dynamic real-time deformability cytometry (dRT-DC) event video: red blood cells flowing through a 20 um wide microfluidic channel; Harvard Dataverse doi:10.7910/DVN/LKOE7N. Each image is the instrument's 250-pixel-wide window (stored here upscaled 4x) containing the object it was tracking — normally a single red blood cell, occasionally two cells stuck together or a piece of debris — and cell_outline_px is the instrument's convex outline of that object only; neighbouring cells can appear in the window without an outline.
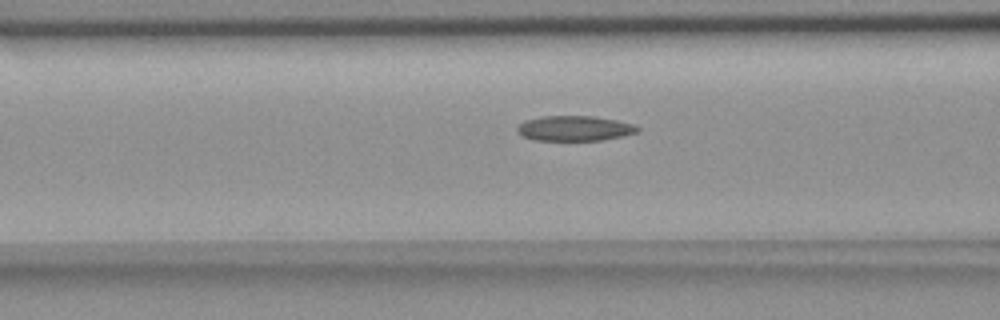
{"species": "common noctule bat (a hibernating species)", "species_latin": "Nyctalus noctula", "temperature_condition": "room temperature", "stored_images_in_passage": 36, "camera_frame_rate_fps": 3000, "um_per_image_px": 0.085, "animal": {"sex": "female", "body_mass_g": 18.4}, "frame": {"image": 1, "passage_image": 12, "time_ms": 3.667, "image_size_px": [1000, 320], "cell_outline_px": [[640, 128], [636, 132], [620, 136], [600, 140], [536, 140], [524, 136], [516, 128], [524, 120], [544, 116], [592, 116], [616, 120], [632, 124]], "centroid_in_image_um": [48.82, 10.9], "position_along_channel_um": 117.8, "area_um2": 17.22}}
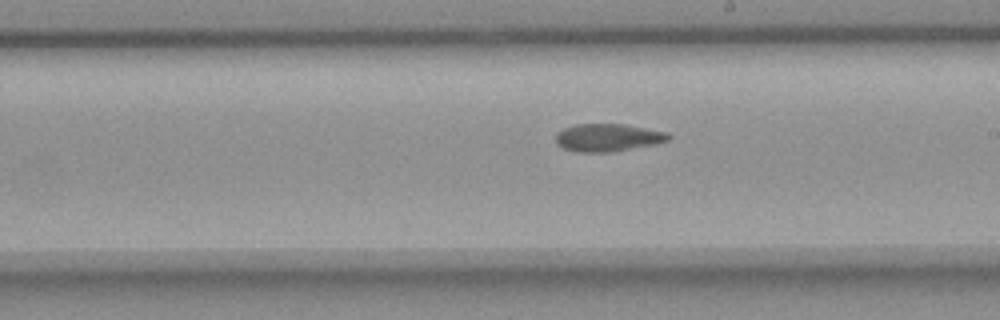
{"frame": {"image": 2, "passage_image": 22, "time_ms": 7.0, "image_size_px": [1000, 320], "cell_outline_px": [[672, 136], [668, 140], [652, 144], [608, 152], [576, 152], [564, 148], [556, 144], [556, 136], [564, 128], [576, 124], [624, 124], [664, 132]], "centroid_in_image_um": [51.62, 11.69], "position_along_channel_um": 237.4, "area_um2": 17.74}}
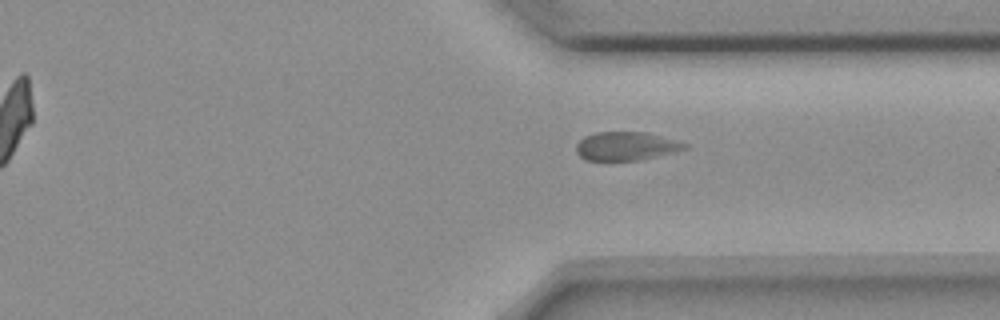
{"frame": {"image": 3, "passage_image": 32, "time_ms": 10.333, "image_size_px": [1000, 320], "cell_outline_px": [[688, 148], [640, 160], [584, 160], [576, 152], [576, 144], [584, 136], [596, 132], [648, 132], [688, 144]], "centroid_in_image_um": [53.19, 12.41], "position_along_channel_um": 358.2, "area_um2": 17.98}}